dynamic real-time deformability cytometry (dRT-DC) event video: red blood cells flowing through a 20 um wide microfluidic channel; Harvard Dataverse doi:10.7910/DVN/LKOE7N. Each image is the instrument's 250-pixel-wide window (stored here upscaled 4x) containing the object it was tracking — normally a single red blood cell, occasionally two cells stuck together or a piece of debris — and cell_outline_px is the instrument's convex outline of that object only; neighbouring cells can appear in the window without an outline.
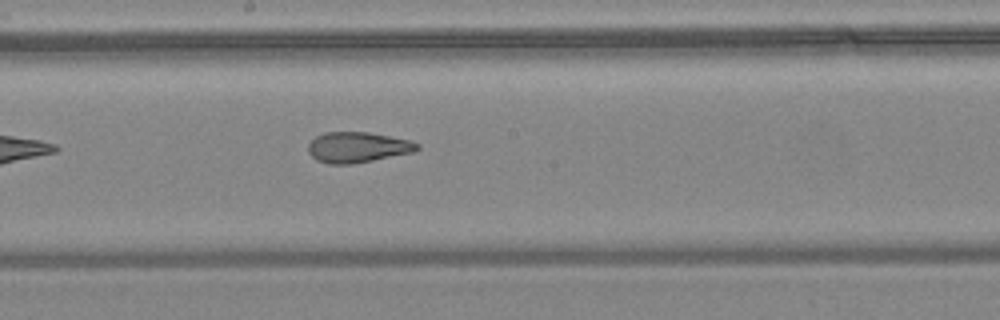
{"species": "common noctule bat (a hibernating species)", "species_latin": "Nyctalus noctula", "temperature_condition": "warm", "stored_images_in_passage": 7, "camera_frame_rate_fps": 3000, "um_per_image_px": 0.085, "animal": {"sex": "female", "body_mass_g": 24.6, "forearm_length_mm": 56.2}, "frame": {"image": 1, "passage_image": 7, "time_ms": 2.0, "image_size_px": [1000, 320], "cell_outline_px": [[420, 148], [412, 152], [352, 164], [328, 164], [316, 160], [308, 152], [308, 144], [316, 136], [324, 132], [368, 132], [412, 140], [420, 144]], "centroid_in_image_um": [30.39, 12.51], "position_along_channel_um": 217.8, "area_um2": 19.42}}